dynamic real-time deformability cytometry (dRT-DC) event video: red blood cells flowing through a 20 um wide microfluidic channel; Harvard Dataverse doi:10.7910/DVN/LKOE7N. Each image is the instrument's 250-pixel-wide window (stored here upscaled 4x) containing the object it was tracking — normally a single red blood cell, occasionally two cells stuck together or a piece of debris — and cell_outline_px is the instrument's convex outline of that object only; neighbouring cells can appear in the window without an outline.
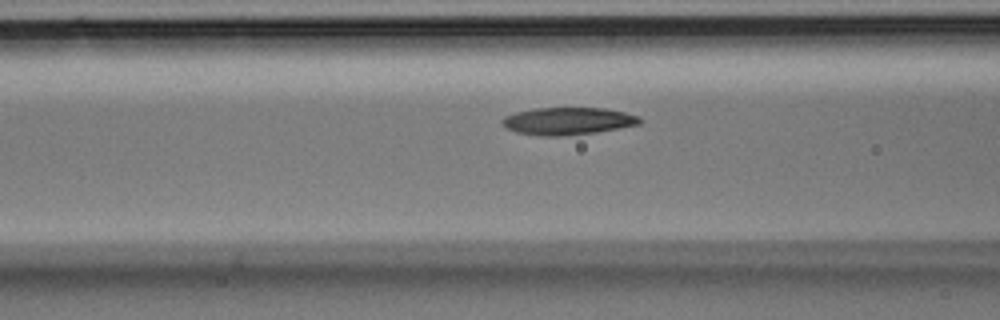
{"species": "Egyptian fruit bat (a non-hibernating species)", "species_latin": "Rousettus aegyptiacus", "temperature_condition": "room temperature", "stored_images_in_passage": 5, "camera_frame_rate_fps": 3000, "um_per_image_px": 0.085, "animal": {"sex": "male"}, "frame": {"image": 1, "passage_image": 5, "time_ms": 1.333, "image_size_px": [1000, 320], "cell_outline_px": [[640, 124], [620, 128], [596, 132], [568, 136], [540, 136], [516, 132], [508, 128], [500, 120], [504, 116], [516, 112], [536, 108], [604, 108], [624, 112], [640, 116]], "centroid_in_image_um": [48.27, 10.29], "position_along_channel_um": 118.3, "area_um2": 21.96}}